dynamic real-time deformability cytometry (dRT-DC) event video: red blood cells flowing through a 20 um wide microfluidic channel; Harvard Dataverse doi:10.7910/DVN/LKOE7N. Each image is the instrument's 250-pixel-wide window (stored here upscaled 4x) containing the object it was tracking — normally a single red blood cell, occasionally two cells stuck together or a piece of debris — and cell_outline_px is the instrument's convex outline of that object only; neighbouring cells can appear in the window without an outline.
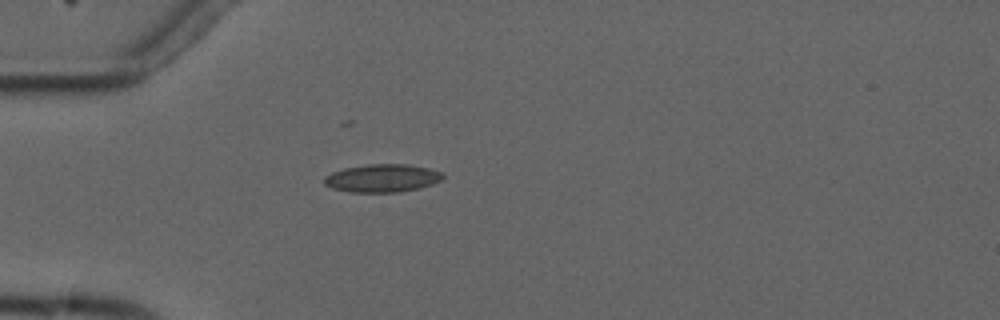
{"species": "common noctule bat (a hibernating species)", "species_latin": "Nyctalus noctula", "temperature_condition": "cold", "stored_images_in_passage": 1, "camera_frame_rate_fps": 3000, "um_per_image_px": 0.085, "animal": {"sex": "male", "forearm_length_mm": 52.5}, "frame": {"image": 1, "passage_image": 1, "time_ms": 0.0, "image_size_px": [1000, 320], "cell_outline_px": [[444, 176], [440, 180], [432, 184], [420, 188], [400, 192], [348, 192], [332, 188], [324, 184], [324, 176], [332, 172], [344, 168], [368, 164], [408, 164], [428, 168], [444, 172]], "centroid_in_image_um": [32.49, 15.14], "position_along_channel_um": 52.5, "area_um2": 19.48}}